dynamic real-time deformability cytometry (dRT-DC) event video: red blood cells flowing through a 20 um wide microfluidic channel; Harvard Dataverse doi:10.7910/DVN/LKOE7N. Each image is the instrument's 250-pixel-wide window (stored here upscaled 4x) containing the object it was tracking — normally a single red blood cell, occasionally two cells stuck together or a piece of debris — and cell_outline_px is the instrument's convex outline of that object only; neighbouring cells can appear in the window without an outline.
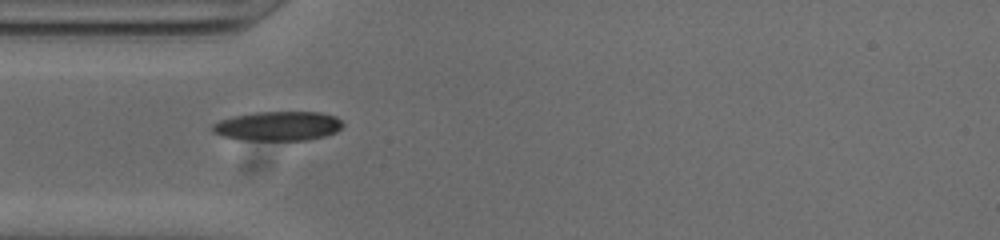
{"species": "common noctule bat (a hibernating species)", "species_latin": "Nyctalus noctula", "temperature_condition": "cold", "stored_images_in_passage": 6, "camera_frame_rate_fps": 3000, "um_per_image_px": 0.085, "animal": {"sex": "male", "body_mass_g": 20.0, "forearm_length_mm": 53.3}, "frame": {"image": 1, "passage_image": 1, "time_ms": 0.0, "image_size_px": [1000, 240], "cell_outline_px": [[344, 124], [336, 132], [324, 136], [308, 140], [248, 140], [220, 136], [212, 132], [212, 124], [220, 120], [232, 116], [256, 112], [320, 112], [336, 116]], "centroid_in_image_um": [23.62, 10.71], "position_along_channel_um": 61.4, "area_um2": 22.37}}